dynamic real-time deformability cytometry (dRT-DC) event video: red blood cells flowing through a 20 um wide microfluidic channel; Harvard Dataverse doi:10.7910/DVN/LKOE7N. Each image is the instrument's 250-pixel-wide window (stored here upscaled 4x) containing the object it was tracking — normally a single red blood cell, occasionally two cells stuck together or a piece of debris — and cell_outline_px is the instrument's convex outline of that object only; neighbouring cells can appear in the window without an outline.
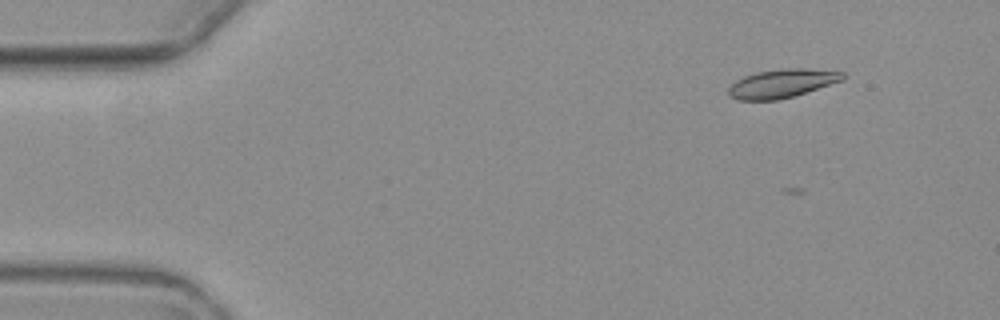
{"species": "common noctule bat (a hibernating species)", "species_latin": "Nyctalus noctula", "temperature_condition": "warm", "stored_images_in_passage": 5, "segment_of_instrument_passage": [1, 2], "camera_frame_rate_fps": 3000, "um_per_image_px": 0.085, "animal": {"sex": "female", "body_mass_g": 19.3, "forearm_length_mm": 54.1}, "frame": {"image": 1, "passage_image": 1, "time_ms": 0.0, "image_size_px": [1000, 320], "cell_outline_px": [[848, 76], [844, 80], [780, 100], [736, 100], [728, 96], [728, 88], [736, 80], [744, 76], [756, 72], [784, 68], [808, 68], [844, 72]], "centroid_in_image_um": [66.48, 7.09], "position_along_channel_um": 18.5, "area_um2": 19.25}}
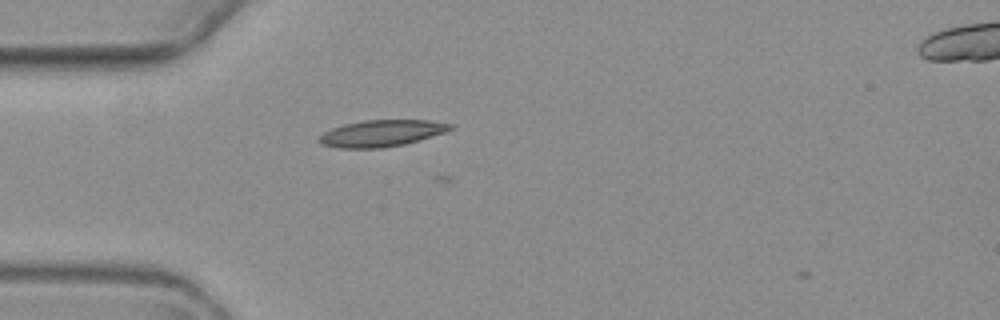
{"frame": {"image": 2, "passage_image": 4, "time_ms": 3.333, "image_size_px": [1000, 320], "cell_outline_px": [[456, 124], [452, 128], [444, 132], [420, 140], [404, 144], [384, 148], [340, 148], [320, 144], [320, 136], [324, 132], [332, 128], [344, 124], [364, 120], [428, 120]], "centroid_in_image_um": [32.45, 11.32], "position_along_channel_um": 52.5, "area_um2": 20.29}}